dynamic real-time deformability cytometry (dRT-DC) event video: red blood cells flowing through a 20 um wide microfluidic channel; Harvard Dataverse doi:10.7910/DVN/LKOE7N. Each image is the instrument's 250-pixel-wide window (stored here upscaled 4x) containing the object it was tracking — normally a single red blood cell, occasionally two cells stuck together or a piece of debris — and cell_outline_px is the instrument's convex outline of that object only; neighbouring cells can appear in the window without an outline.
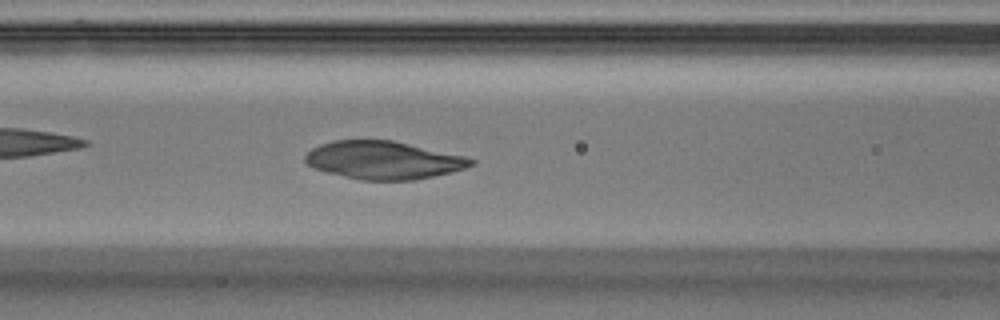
{"species": "Egyptian fruit bat (a non-hibernating species)", "species_latin": "Rousettus aegyptiacus", "temperature_condition": "warm", "stored_images_in_passage": 48, "camera_frame_rate_fps": 3000, "um_per_image_px": 0.085, "animal": {"sex": "male"}, "frame": {"image": 1, "passage_image": 20, "time_ms": 6.333, "image_size_px": [1000, 320], "cell_outline_px": [[476, 164], [452, 172], [412, 180], [360, 180], [328, 172], [316, 168], [308, 164], [304, 160], [304, 156], [312, 148], [320, 144], [332, 140], [392, 140], [464, 156], [476, 160]], "centroid_in_image_um": [32.59, 13.61], "position_along_channel_um": 134.0, "area_um2": 36.41}}
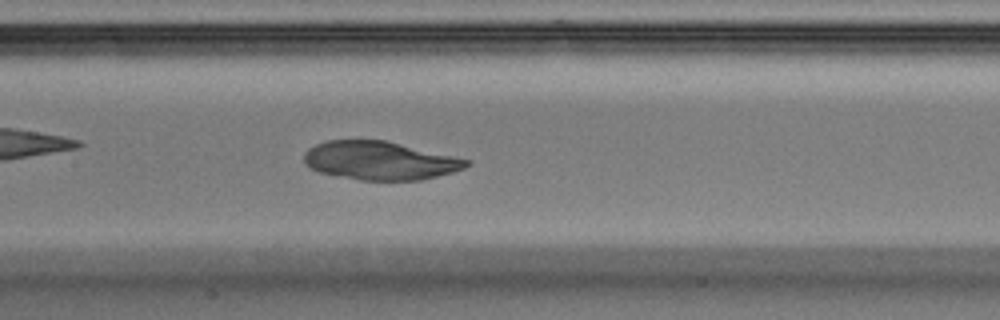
{"frame": {"image": 2, "passage_image": 23, "time_ms": 7.333, "image_size_px": [1000, 320], "cell_outline_px": [[472, 160], [464, 168], [452, 172], [420, 180], [360, 180], [320, 172], [308, 168], [304, 160], [304, 152], [308, 148], [316, 144], [328, 140], [384, 140]], "centroid_in_image_um": [32.26, 13.65], "position_along_channel_um": 175.1, "area_um2": 36.18}}
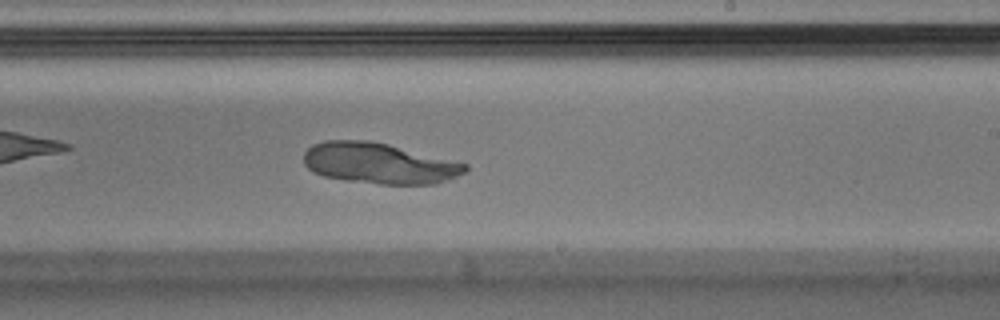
{"frame": {"image": 3, "passage_image": 29, "time_ms": 9.333, "image_size_px": [1000, 320], "cell_outline_px": [[468, 168], [464, 172], [456, 176], [436, 184], [380, 184], [348, 180], [324, 176], [312, 172], [304, 164], [304, 152], [312, 144], [324, 140], [364, 140], [388, 144], [468, 164]], "centroid_in_image_um": [32.19, 13.87], "position_along_channel_um": 256.8, "area_um2": 38.21}}